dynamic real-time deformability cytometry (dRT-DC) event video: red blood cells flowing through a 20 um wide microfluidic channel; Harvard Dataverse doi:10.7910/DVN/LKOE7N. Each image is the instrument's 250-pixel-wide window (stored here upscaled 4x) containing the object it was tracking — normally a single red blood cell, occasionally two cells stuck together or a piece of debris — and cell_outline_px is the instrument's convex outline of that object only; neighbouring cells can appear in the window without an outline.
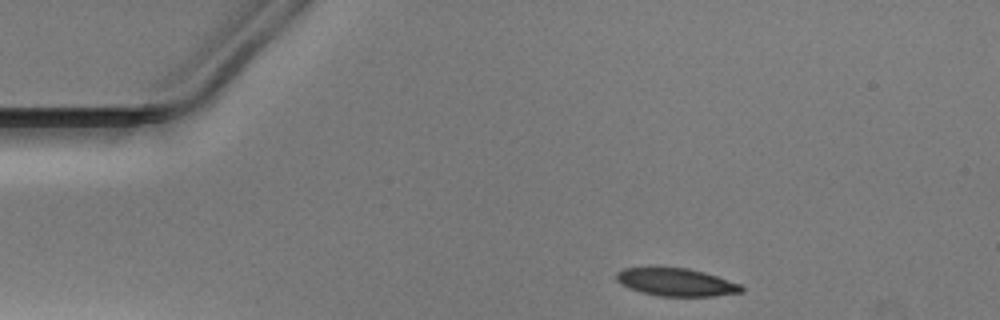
{"species": "Egyptian fruit bat (a non-hibernating species)", "species_latin": "Rousettus aegyptiacus", "temperature_condition": "warm", "stored_images_in_passage": 34, "camera_frame_rate_fps": 3000, "um_per_image_px": 0.085, "animal": {"sex": "male"}, "frame": {"image": 1, "passage_image": 1, "time_ms": 0.0, "image_size_px": [1000, 320], "cell_outline_px": [[744, 292], [712, 296], [660, 296], [640, 292], [620, 284], [616, 280], [616, 272], [624, 268], [688, 268], [704, 272], [740, 284], [744, 288]], "centroid_in_image_um": [57.47, 23.99], "position_along_channel_um": 27.5, "area_um2": 20.11}}
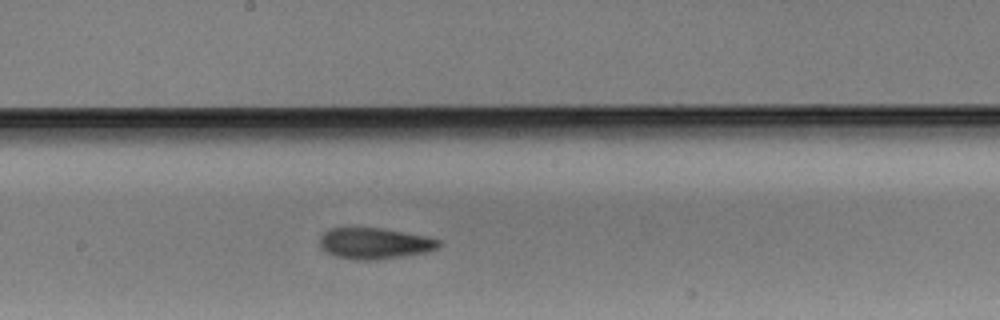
{"frame": {"image": 2, "passage_image": 20, "time_ms": 6.333, "image_size_px": [1000, 320], "cell_outline_px": [[440, 244], [436, 248], [424, 252], [376, 260], [352, 260], [336, 256], [324, 252], [320, 248], [320, 236], [324, 232], [332, 228], [380, 228], [428, 236], [440, 240]], "centroid_in_image_um": [31.79, 20.69], "position_along_channel_um": 216.4, "area_um2": 21.5}}
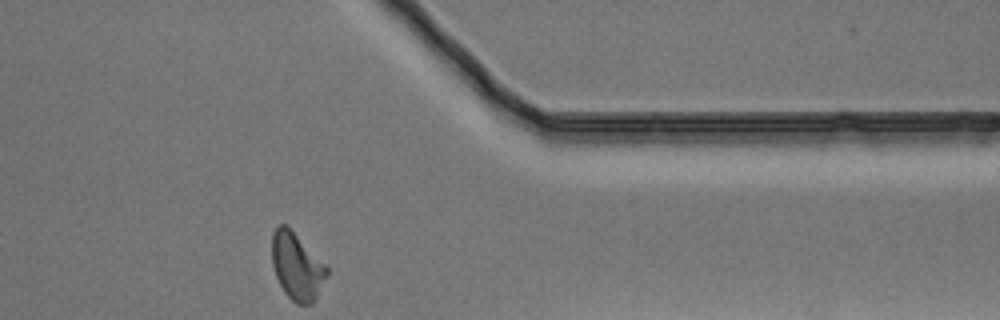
{"frame": {"image": 3, "passage_image": 34, "time_ms": 11.0, "image_size_px": [1000, 320], "cell_outline_px": [[328, 276], [316, 300], [312, 304], [296, 304], [284, 292], [276, 276], [272, 264], [272, 232], [280, 224], [284, 224], [328, 268]], "centroid_in_image_um": [25.24, 22.71], "position_along_channel_um": 386.2, "area_um2": 21.04}}